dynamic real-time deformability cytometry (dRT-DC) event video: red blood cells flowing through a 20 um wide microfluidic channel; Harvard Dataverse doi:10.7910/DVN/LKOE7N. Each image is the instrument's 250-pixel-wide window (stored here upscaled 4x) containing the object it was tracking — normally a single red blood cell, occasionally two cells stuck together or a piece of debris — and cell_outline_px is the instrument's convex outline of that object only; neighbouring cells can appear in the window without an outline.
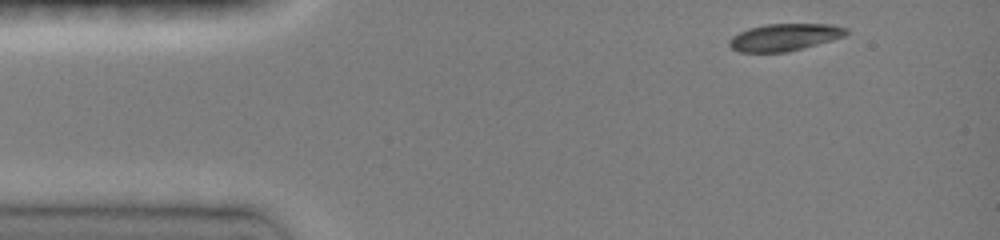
{"species": "common noctule bat (a hibernating species)", "species_latin": "Nyctalus noctula", "temperature_condition": "room temperature", "stored_images_in_passage": 23, "camera_frame_rate_fps": 3000, "um_per_image_px": 0.085, "animal": {"sex": "female", "body_mass_g": 19.0, "forearm_length_mm": 51.5}, "frame": {"image": 1, "passage_image": 1, "time_ms": 0.0, "image_size_px": [1000, 240], "cell_outline_px": [[848, 32], [844, 36], [832, 40], [788, 52], [740, 52], [732, 48], [728, 44], [728, 40], [732, 36], [748, 28], [764, 24], [832, 24], [848, 28]], "centroid_in_image_um": [66.68, 3.16], "position_along_channel_um": 18.3, "area_um2": 18.55}}
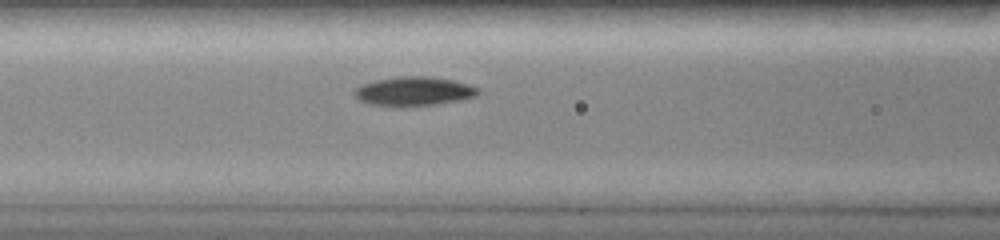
{"frame": {"image": 2, "passage_image": 8, "time_ms": 4.667, "image_size_px": [1000, 240], "cell_outline_px": [[480, 92], [476, 96], [460, 100], [436, 104], [368, 104], [360, 100], [352, 92], [360, 84], [376, 80], [396, 76], [428, 76], [452, 80], [468, 84], [480, 88]], "centroid_in_image_um": [35.2, 7.72], "position_along_channel_um": 131.4, "area_um2": 20.4}}
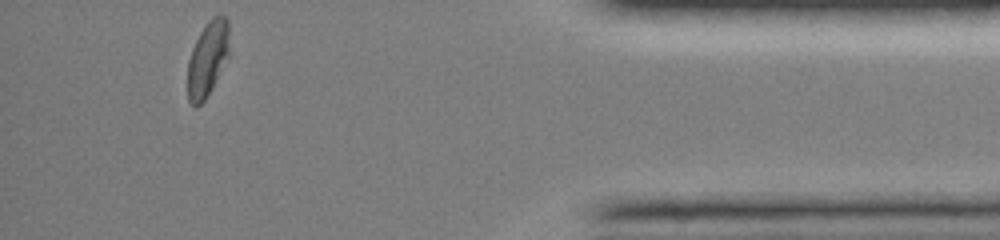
{"frame": {"image": 3, "passage_image": 23, "time_ms": 12.667, "image_size_px": [1000, 240], "cell_outline_px": [[228, 56], [212, 88], [204, 100], [196, 108], [188, 100], [188, 60], [192, 48], [204, 24], [212, 16], [220, 12], [228, 20]], "centroid_in_image_um": [17.64, 4.95], "position_along_channel_um": 417.6, "area_um2": 18.21}, "authors_computed_cell_mechanics": {"area_um2": 19.1318, "velocity_mm_per_s": 4.0419, "shape_relaxation_time_tau1_ms": 3.558, "shape_relaxation_time_tau2_ms": null, "deformation_change_tau1": 0.1355, "deformation_change_tau2": null}}